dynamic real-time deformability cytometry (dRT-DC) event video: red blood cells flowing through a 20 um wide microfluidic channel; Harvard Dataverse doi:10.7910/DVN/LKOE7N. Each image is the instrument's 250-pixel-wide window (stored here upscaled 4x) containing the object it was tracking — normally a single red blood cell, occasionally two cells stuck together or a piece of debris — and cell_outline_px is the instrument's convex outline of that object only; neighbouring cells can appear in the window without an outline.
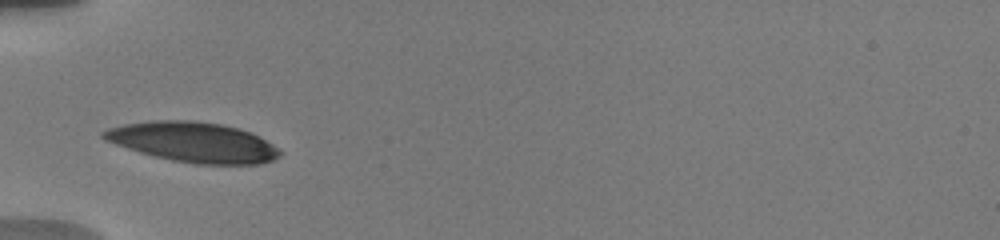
{"species": "human", "species_latin": "Homo sapiens", "temperature_condition": "warm", "stored_images_in_passage": 6, "camera_frame_rate_fps": 3000, "um_per_image_px": 0.085, "donor": {"sex": "male"}, "frame": {"image": 1, "passage_image": 1, "time_ms": 0.0, "image_size_px": [1000, 240], "cell_outline_px": [[280, 156], [272, 160], [260, 164], [196, 164], [172, 160], [140, 152], [104, 140], [100, 136], [100, 132], [108, 128], [124, 124], [152, 120], [192, 120], [220, 124], [240, 128], [272, 144], [280, 152]], "centroid_in_image_um": [16.38, 12.07], "position_along_channel_um": 68.6, "area_um2": 40.81}}